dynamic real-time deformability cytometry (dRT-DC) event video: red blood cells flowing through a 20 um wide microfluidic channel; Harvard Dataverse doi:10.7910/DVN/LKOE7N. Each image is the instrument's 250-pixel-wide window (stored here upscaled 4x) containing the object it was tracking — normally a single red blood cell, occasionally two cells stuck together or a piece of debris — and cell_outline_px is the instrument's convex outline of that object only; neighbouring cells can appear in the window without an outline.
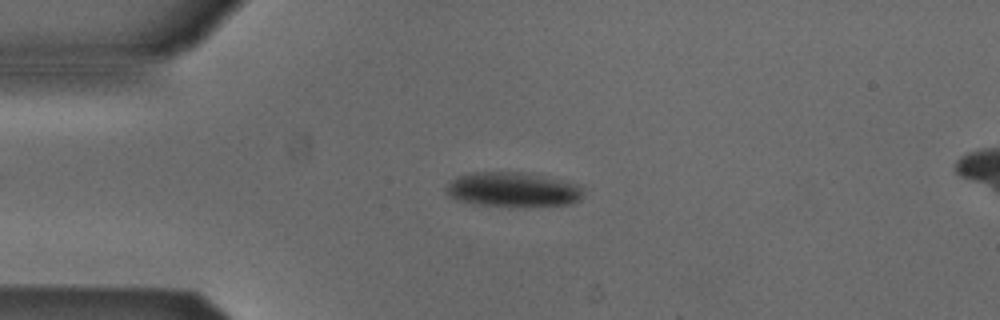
{"species": "Egyptian fruit bat (a non-hibernating species)", "species_latin": "Rousettus aegyptiacus", "temperature_condition": "cold", "stored_images_in_passage": 46, "camera_frame_rate_fps": 3000, "um_per_image_px": 0.085, "animal": {"sex": "male"}, "frame": {"image": 1, "passage_image": 11, "time_ms": 3.333, "image_size_px": [1000, 320], "cell_outline_px": [[584, 196], [580, 200], [572, 204], [524, 208], [508, 208], [472, 204], [456, 200], [448, 196], [444, 192], [448, 184], [456, 176], [468, 172], [524, 172], [580, 184]], "centroid_in_image_um": [43.58, 16.15], "position_along_channel_um": 41.4, "area_um2": 28.84}}
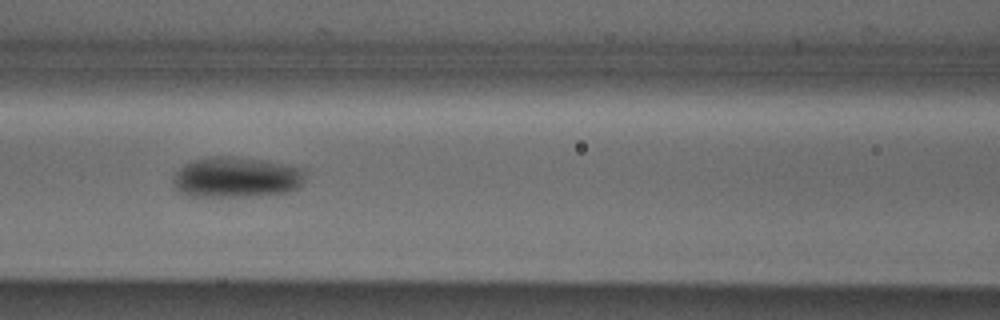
{"frame": {"image": 2, "passage_image": 21, "time_ms": 6.667, "image_size_px": [1000, 320], "cell_outline_px": [[304, 180], [296, 188], [284, 192], [248, 196], [188, 196], [180, 192], [172, 184], [172, 176], [184, 164], [192, 160], [204, 156], [232, 156], [260, 160], [300, 168], [304, 172]], "centroid_in_image_um": [19.98, 15.06], "position_along_channel_um": 146.6, "area_um2": 30.98}}
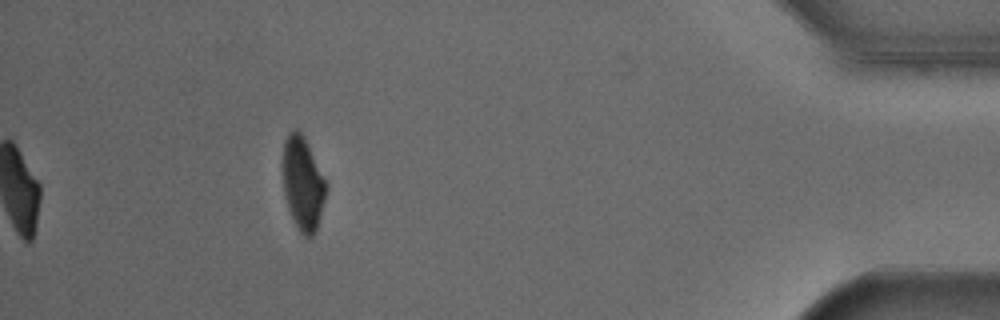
{"frame": {"image": 3, "passage_image": 46, "time_ms": 15.0, "image_size_px": [1000, 320], "cell_outline_px": [[328, 184], [316, 232], [312, 236], [304, 236], [300, 232], [288, 208], [284, 196], [280, 164], [284, 140], [288, 132], [296, 128], [304, 136]], "centroid_in_image_um": [25.7, 15.54], "position_along_channel_um": 409.5, "area_um2": 24.1}, "authors_computed_cell_mechanics": {"area_um2": 28.0041, "velocity_mm_per_s": 3.8748, "shape_relaxation_time_tau1_ms": 8.7014, "shape_relaxation_time_tau2_ms": null, "deformation_change_tau1": 0.1673, "deformation_change_tau2": null}}